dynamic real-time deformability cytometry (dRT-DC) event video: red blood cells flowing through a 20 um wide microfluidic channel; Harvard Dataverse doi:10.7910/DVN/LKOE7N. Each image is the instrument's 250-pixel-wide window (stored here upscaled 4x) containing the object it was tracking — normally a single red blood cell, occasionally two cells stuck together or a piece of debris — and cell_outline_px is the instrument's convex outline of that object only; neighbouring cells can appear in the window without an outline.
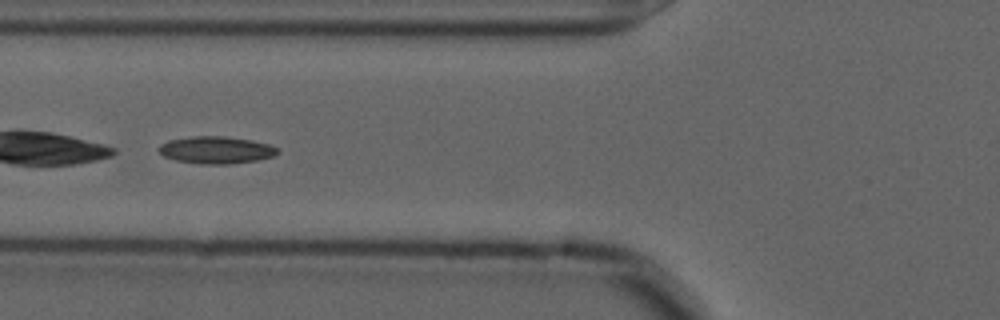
{"species": "common noctule bat (a hibernating species)", "species_latin": "Nyctalus noctula", "temperature_condition": "cold", "stored_images_in_passage": 53, "camera_frame_rate_fps": 3000, "um_per_image_px": 0.085, "animal": {"sex": "male", "forearm_length_mm": 52.5}, "frame": {"image": 1, "passage_image": 21, "time_ms": 6.667, "image_size_px": [1000, 320], "cell_outline_px": [[280, 152], [272, 156], [256, 160], [228, 164], [200, 164], [176, 160], [164, 156], [156, 148], [160, 144], [168, 140], [192, 136], [224, 136], [252, 140], [268, 144], [280, 148]], "centroid_in_image_um": [18.36, 12.74], "position_along_channel_um": 107.4, "area_um2": 18.9}}
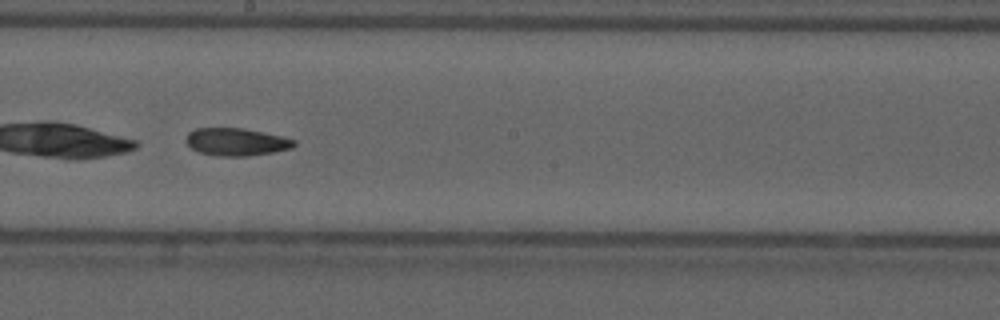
{"frame": {"image": 2, "passage_image": 31, "time_ms": 10.0, "image_size_px": [1000, 320], "cell_outline_px": [[296, 144], [292, 148], [272, 152], [248, 156], [220, 156], [200, 152], [192, 148], [184, 140], [188, 132], [196, 128], [244, 128], [284, 136], [296, 140]], "centroid_in_image_um": [20.1, 12.05], "position_along_channel_um": 228.1, "area_um2": 17.46}}
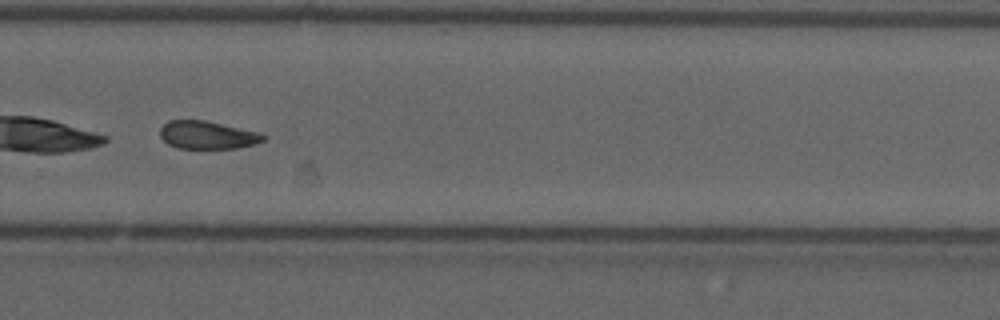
{"frame": {"image": 3, "passage_image": 38, "time_ms": 12.333, "image_size_px": [1000, 320], "cell_outline_px": [[268, 136], [264, 140], [252, 144], [236, 148], [176, 148], [168, 144], [160, 136], [160, 128], [168, 120], [204, 120], [260, 132]], "centroid_in_image_um": [17.62, 11.47], "position_along_channel_um": 312.2, "area_um2": 16.76}, "authors_computed_cell_mechanics": {"area_um2": 18.0336, "velocity_mm_per_s": 3.6172, "shape_relaxation_time_tau1_ms": null, "shape_relaxation_time_tau2_ms": 6.7066, "deformation_change_tau1": null, "deformation_change_tau2": 0.1438}}